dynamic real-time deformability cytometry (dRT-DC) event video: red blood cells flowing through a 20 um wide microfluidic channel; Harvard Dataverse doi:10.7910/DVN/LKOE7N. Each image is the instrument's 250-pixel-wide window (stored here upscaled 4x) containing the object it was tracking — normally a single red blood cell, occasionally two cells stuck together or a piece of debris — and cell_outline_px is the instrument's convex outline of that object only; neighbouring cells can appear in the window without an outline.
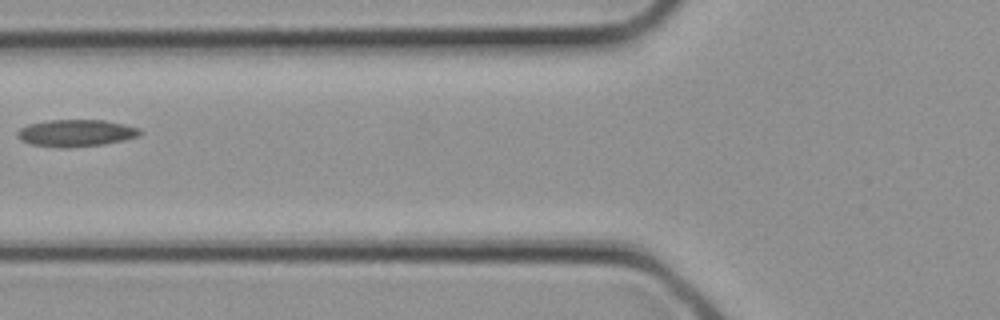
{"species": "common noctule bat (a hibernating species)", "species_latin": "Nyctalus noctula", "temperature_condition": "cold", "stored_images_in_passage": 3, "camera_frame_rate_fps": 3000, "um_per_image_px": 0.085, "animal": {"sex": "female", "body_mass_g": 21.9}, "frame": {"image": 1, "passage_image": 3, "time_ms": 0.667, "image_size_px": [1000, 320], "cell_outline_px": [[140, 136], [124, 140], [104, 144], [68, 148], [60, 148], [28, 144], [20, 140], [16, 136], [16, 132], [20, 128], [28, 124], [48, 120], [104, 120], [124, 124], [140, 128]], "centroid_in_image_um": [6.42, 11.31], "position_along_channel_um": 119.4, "area_um2": 19.54}}